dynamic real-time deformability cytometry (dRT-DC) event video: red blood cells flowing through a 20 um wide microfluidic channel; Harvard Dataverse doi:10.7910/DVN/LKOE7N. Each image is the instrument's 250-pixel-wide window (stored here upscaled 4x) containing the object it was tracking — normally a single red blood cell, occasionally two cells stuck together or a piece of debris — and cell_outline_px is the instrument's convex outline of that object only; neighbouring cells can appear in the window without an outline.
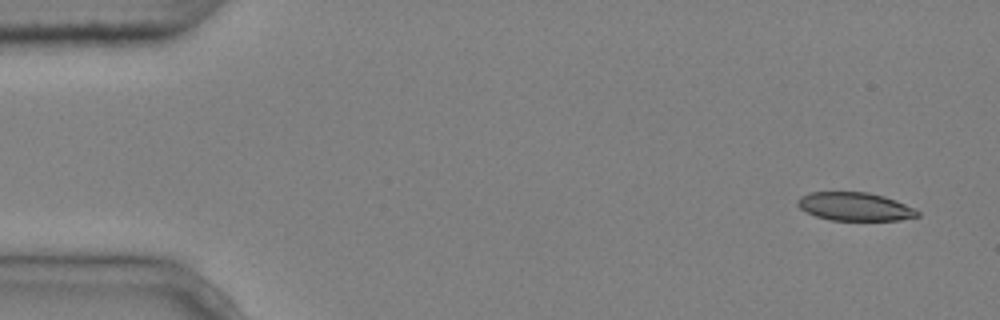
{"species": "common noctule bat (a hibernating species)", "species_latin": "Nyctalus noctula", "temperature_condition": "cold", "stored_images_in_passage": 5, "camera_frame_rate_fps": 3000, "um_per_image_px": 0.085, "animal": {"sex": "male", "body_mass_g": 20.4}, "frame": {"image": 1, "passage_image": 1, "time_ms": 0.0, "image_size_px": [1000, 320], "cell_outline_px": [[920, 216], [900, 220], [832, 220], [816, 216], [800, 208], [796, 204], [796, 200], [800, 196], [808, 192], [868, 192], [884, 196], [896, 200], [920, 212]], "centroid_in_image_um": [72.65, 17.55], "position_along_channel_um": 12.4, "area_um2": 19.77}}
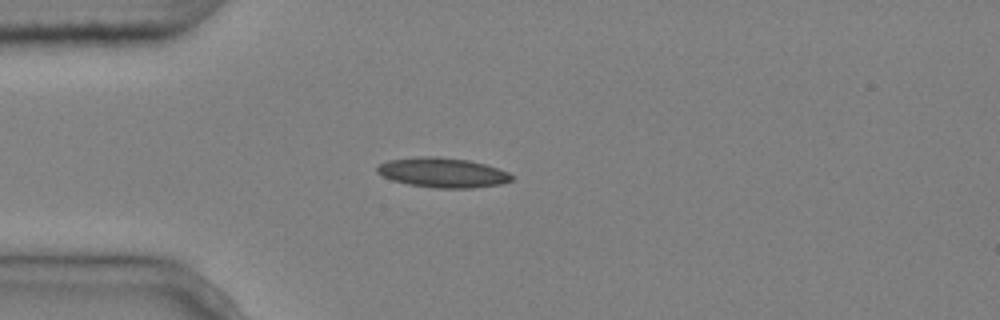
{"frame": {"image": 2, "passage_image": 4, "time_ms": 1.0, "image_size_px": [1000, 320], "cell_outline_px": [[512, 180], [500, 184], [472, 188], [436, 188], [408, 184], [392, 180], [376, 172], [376, 168], [380, 164], [388, 160], [420, 156], [436, 156], [468, 160], [484, 164], [508, 172], [512, 176]], "centroid_in_image_um": [37.6, 14.67], "position_along_channel_um": 47.4, "area_um2": 23.18}}